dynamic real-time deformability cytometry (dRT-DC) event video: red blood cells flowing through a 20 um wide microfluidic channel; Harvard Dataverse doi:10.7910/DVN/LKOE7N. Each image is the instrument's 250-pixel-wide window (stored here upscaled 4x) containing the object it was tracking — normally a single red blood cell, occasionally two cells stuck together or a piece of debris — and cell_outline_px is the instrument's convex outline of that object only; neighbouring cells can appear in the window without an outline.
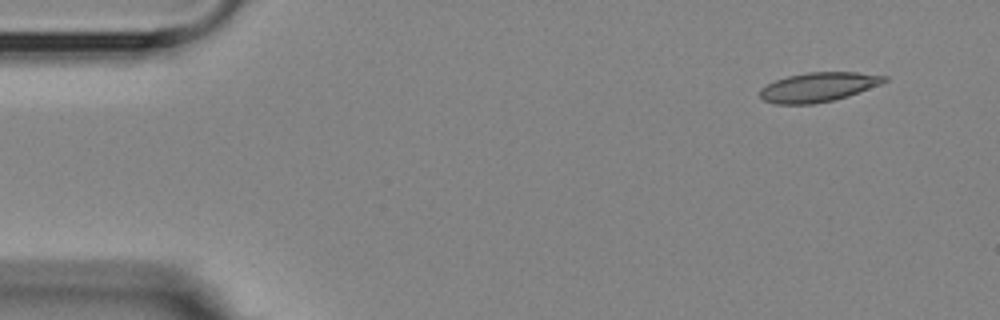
{"species": "Egyptian fruit bat (a non-hibernating species)", "species_latin": "Rousettus aegyptiacus", "temperature_condition": "room temperature", "stored_images_in_passage": 4, "camera_frame_rate_fps": 3000, "um_per_image_px": 0.085, "animal": {"sex": "female"}, "frame": {"image": 1, "passage_image": 1, "time_ms": 0.0, "image_size_px": [1000, 320], "cell_outline_px": [[888, 80], [880, 84], [848, 96], [832, 100], [812, 104], [776, 104], [764, 100], [760, 96], [760, 88], [776, 80], [788, 76], [808, 72], [856, 72], [888, 76]], "centroid_in_image_um": [69.56, 7.4], "position_along_channel_um": 15.4, "area_um2": 21.1}}
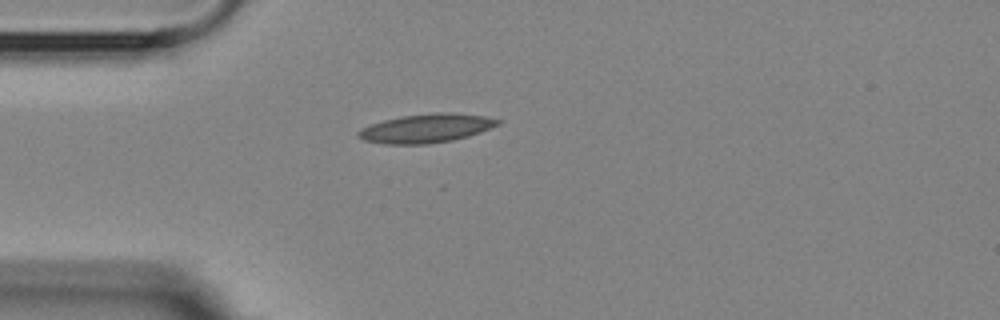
{"frame": {"image": 2, "passage_image": 4, "time_ms": 3.333, "image_size_px": [1000, 320], "cell_outline_px": [[504, 120], [500, 124], [480, 132], [468, 136], [452, 140], [428, 144], [384, 144], [364, 140], [356, 136], [356, 132], [360, 128], [384, 120], [400, 116], [436, 112], [452, 112], [484, 116]], "centroid_in_image_um": [36.23, 10.9], "position_along_channel_um": 48.8, "area_um2": 23.58}}